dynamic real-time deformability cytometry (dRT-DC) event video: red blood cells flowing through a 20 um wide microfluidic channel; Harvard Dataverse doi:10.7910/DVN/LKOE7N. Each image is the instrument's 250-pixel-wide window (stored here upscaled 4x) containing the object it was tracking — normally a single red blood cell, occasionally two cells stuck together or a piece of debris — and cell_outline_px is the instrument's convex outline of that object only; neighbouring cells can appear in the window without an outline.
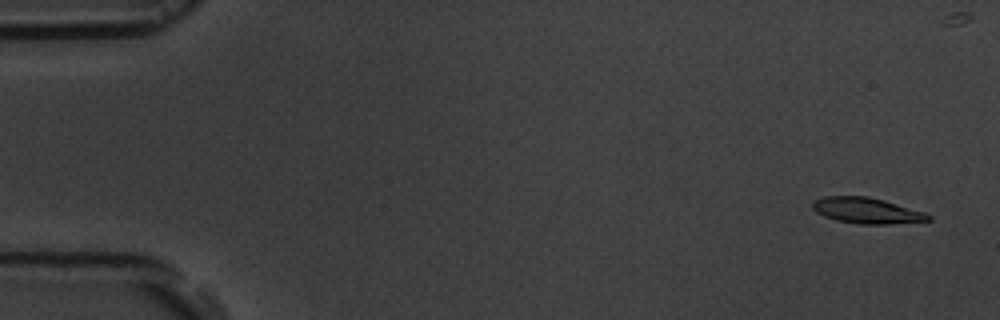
{"species": "common noctule bat (a hibernating species)", "species_latin": "Nyctalus noctula", "temperature_condition": "room temperature", "stored_images_in_passage": 6, "camera_frame_rate_fps": 3000, "um_per_image_px": 0.085, "animal": {"sex": "male", "body_mass_g": 19.5, "forearm_length_mm": 54.6}, "frame": {"image": 1, "passage_image": 1, "time_ms": 0.0, "image_size_px": [1000, 320], "cell_outline_px": [[932, 220], [888, 224], [860, 224], [836, 220], [824, 216], [816, 212], [812, 208], [812, 204], [816, 200], [824, 196], [868, 196], [884, 200], [924, 212], [932, 216]], "centroid_in_image_um": [73.67, 17.9], "position_along_channel_um": 11.3, "area_um2": 17.34}}